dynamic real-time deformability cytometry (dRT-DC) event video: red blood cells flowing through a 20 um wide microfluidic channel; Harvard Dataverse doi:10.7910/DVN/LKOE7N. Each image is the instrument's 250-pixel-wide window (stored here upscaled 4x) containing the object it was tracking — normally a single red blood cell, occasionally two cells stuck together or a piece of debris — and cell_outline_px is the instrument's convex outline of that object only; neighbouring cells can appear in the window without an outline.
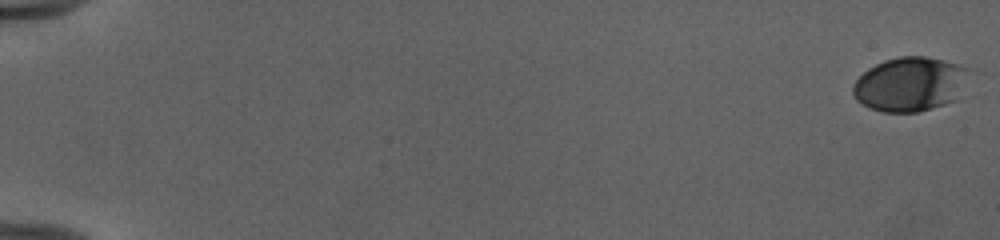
{"species": "human", "species_latin": "Homo sapiens", "temperature_condition": "cold", "stored_images_in_passage": 54, "camera_frame_rate_fps": 3000, "um_per_image_px": 0.085, "donor": {"sex": "female"}, "frame": {"image": 1, "passage_image": 1, "time_ms": 0.0, "image_size_px": [1000, 240], "cell_outline_px": [[972, 68], [956, 100], [932, 108], [916, 112], [884, 112], [872, 108], [856, 100], [852, 92], [852, 84], [868, 68], [884, 60], [900, 56], [924, 56], [960, 64]], "centroid_in_image_um": [77.36, 7.14], "position_along_channel_um": 7.6, "area_um2": 36.76}}
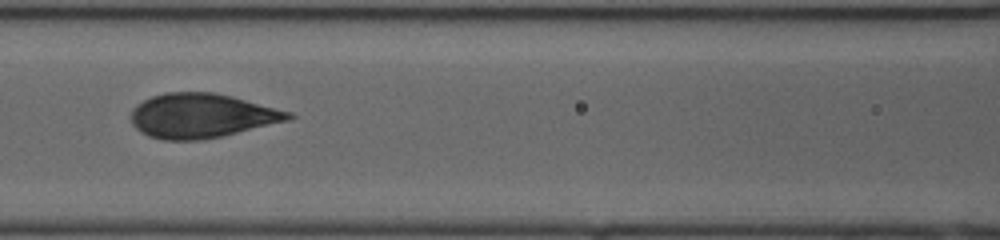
{"frame": {"image": 2, "passage_image": 27, "time_ms": 8.667, "image_size_px": [1000, 240], "cell_outline_px": [[296, 116], [288, 120], [220, 136], [200, 140], [164, 140], [148, 136], [140, 132], [132, 124], [128, 116], [132, 108], [136, 104], [152, 96], [164, 92], [212, 92], [232, 96], [292, 112]], "centroid_in_image_um": [17.07, 9.83], "position_along_channel_um": 149.5, "area_um2": 40.75}}
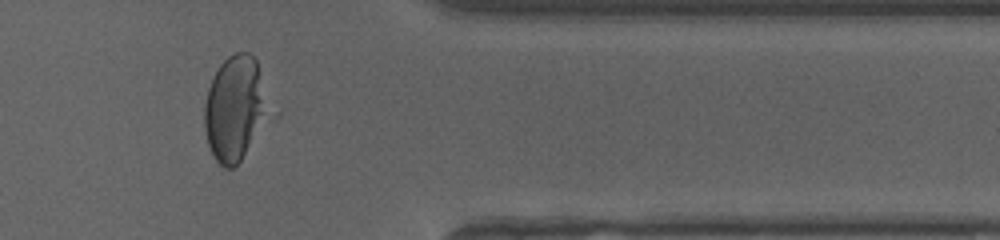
{"frame": {"image": 3, "passage_image": 46, "time_ms": 15.0, "image_size_px": [1000, 240], "cell_outline_px": [[260, 112], [244, 152], [240, 160], [232, 168], [224, 168], [216, 160], [208, 144], [204, 128], [204, 104], [208, 88], [220, 64], [228, 56], [236, 52], [248, 52], [256, 60], [260, 100]], "centroid_in_image_um": [19.73, 9.18], "position_along_channel_um": 391.7, "area_um2": 35.14}, "authors_computed_cell_mechanics": {"area_um2": 40.2866, "velocity_mm_per_s": 3.9908, "shape_relaxation_time_tau1_ms": 4.6455, "shape_relaxation_time_tau2_ms": null, "deformation_change_tau1": 0.2133, "deformation_change_tau2": null}}